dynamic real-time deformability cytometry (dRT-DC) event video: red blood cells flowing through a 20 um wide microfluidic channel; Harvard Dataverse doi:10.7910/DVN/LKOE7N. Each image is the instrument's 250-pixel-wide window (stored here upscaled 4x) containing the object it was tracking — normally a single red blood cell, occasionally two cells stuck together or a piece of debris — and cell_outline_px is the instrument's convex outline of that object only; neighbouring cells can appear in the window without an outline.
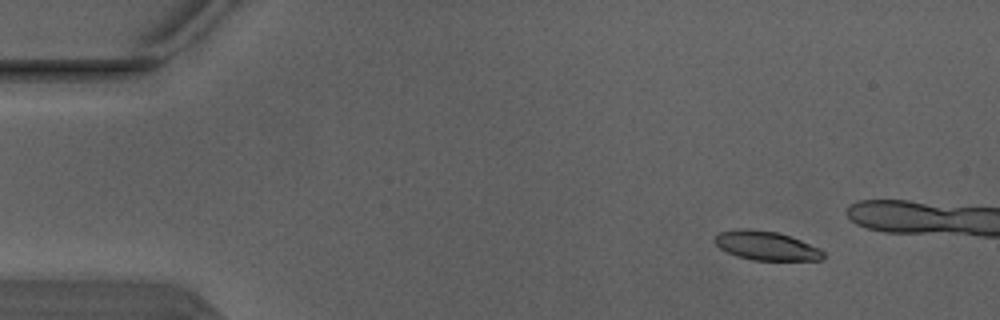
{"species": "Egyptian fruit bat (a non-hibernating species)", "species_latin": "Rousettus aegyptiacus", "temperature_condition": "warm", "stored_images_in_passage": 5, "camera_frame_rate_fps": 3000, "um_per_image_px": 0.085, "animal": {"sex": "male"}, "frame": {"image": 1, "passage_image": 1, "time_ms": 0.0, "image_size_px": [1000, 320], "cell_outline_px": [[824, 260], [752, 260], [736, 256], [720, 248], [716, 244], [716, 236], [720, 232], [744, 228], [748, 228], [776, 232], [800, 240], [820, 248], [824, 252]], "centroid_in_image_um": [65.16, 20.89], "position_along_channel_um": 19.8, "area_um2": 18.15}}
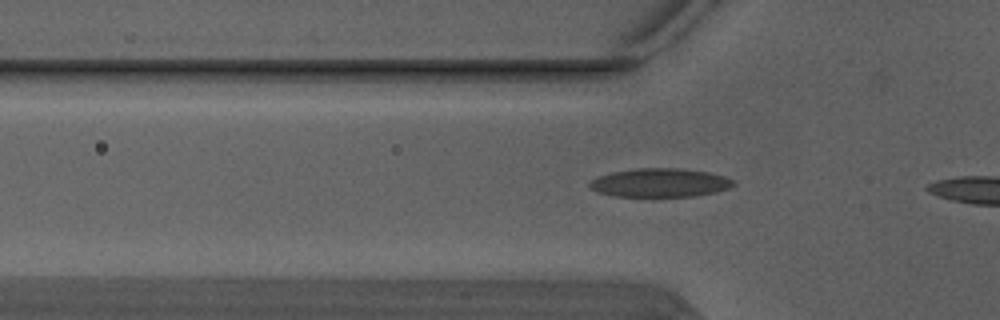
{"frame": {"image": 2, "passage_image": 5, "time_ms": 1.333, "image_size_px": [1000, 320], "cell_outline_px": [[736, 184], [728, 188], [716, 192], [696, 196], [616, 196], [596, 192], [588, 184], [588, 180], [596, 176], [612, 172], [636, 168], [680, 168], [708, 172], [724, 176], [736, 180]], "centroid_in_image_um": [56.09, 15.52], "position_along_channel_um": 69.7, "area_um2": 24.22}}